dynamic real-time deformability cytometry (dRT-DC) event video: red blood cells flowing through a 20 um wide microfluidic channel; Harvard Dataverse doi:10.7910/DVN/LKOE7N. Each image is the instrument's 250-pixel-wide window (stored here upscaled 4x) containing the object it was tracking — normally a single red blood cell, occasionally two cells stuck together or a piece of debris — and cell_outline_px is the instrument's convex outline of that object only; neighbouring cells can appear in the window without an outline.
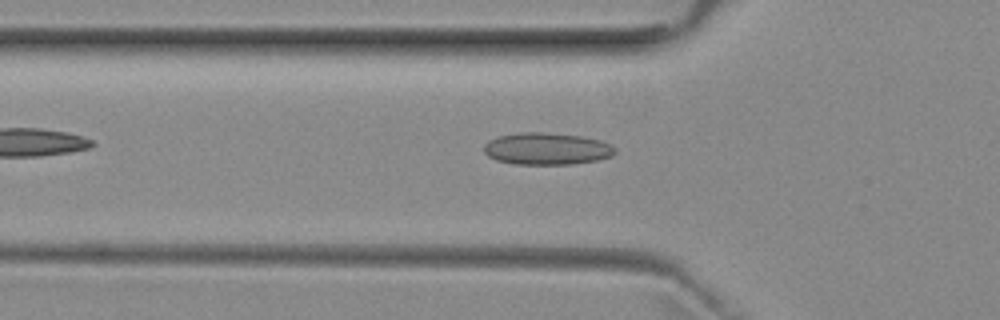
{"species": "common noctule bat (a hibernating species)", "species_latin": "Nyctalus noctula", "temperature_condition": "room temperature", "stored_images_in_passage": 34, "camera_frame_rate_fps": 3000, "um_per_image_px": 0.085, "animal": {"sex": "female", "body_mass_g": 29.2, "forearm_length_mm": 56.3}, "frame": {"image": 1, "passage_image": 5, "time_ms": 1.333, "image_size_px": [1000, 320], "cell_outline_px": [[616, 152], [612, 156], [596, 160], [572, 164], [516, 164], [496, 160], [488, 156], [484, 152], [484, 144], [488, 140], [496, 136], [516, 132], [544, 132], [580, 136], [600, 140], [616, 148]], "centroid_in_image_um": [46.43, 12.63], "position_along_channel_um": 79.4, "area_um2": 24.57}}
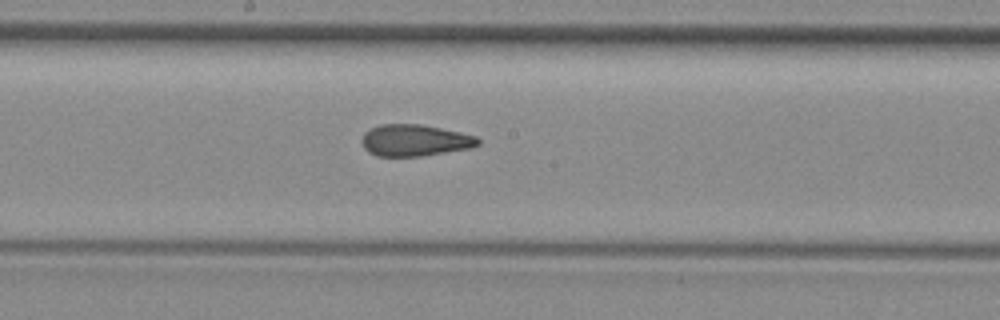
{"frame": {"image": 2, "passage_image": 15, "time_ms": 4.667, "image_size_px": [1000, 320], "cell_outline_px": [[480, 144], [468, 148], [420, 156], [376, 156], [368, 152], [364, 148], [360, 140], [364, 132], [368, 128], [380, 124], [420, 124], [440, 128], [476, 136], [480, 140]], "centroid_in_image_um": [35.18, 11.92], "position_along_channel_um": 213.0, "area_um2": 21.39}}
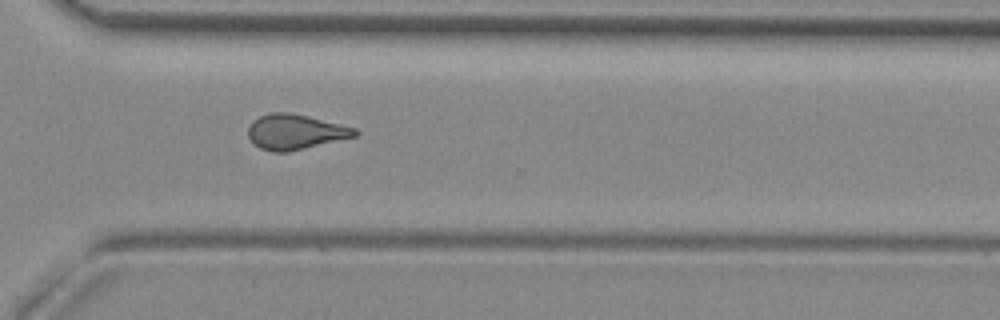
{"frame": {"image": 3, "passage_image": 25, "time_ms": 8.0, "image_size_px": [1000, 320], "cell_outline_px": [[360, 132], [356, 136], [288, 152], [272, 152], [260, 148], [252, 144], [248, 136], [248, 128], [252, 120], [268, 112], [288, 112], [308, 116], [356, 128]], "centroid_in_image_um": [25.06, 11.21], "position_along_channel_um": 345.5, "area_um2": 21.96}, "authors_computed_cell_mechanics": {"area_um2": 21.4727, "velocity_mm_per_s": 3.9805, "shape_relaxation_time_tau1_ms": null, "shape_relaxation_time_tau2_ms": 1.7266, "deformation_change_tau1": null, "deformation_change_tau2": 0.0867}}